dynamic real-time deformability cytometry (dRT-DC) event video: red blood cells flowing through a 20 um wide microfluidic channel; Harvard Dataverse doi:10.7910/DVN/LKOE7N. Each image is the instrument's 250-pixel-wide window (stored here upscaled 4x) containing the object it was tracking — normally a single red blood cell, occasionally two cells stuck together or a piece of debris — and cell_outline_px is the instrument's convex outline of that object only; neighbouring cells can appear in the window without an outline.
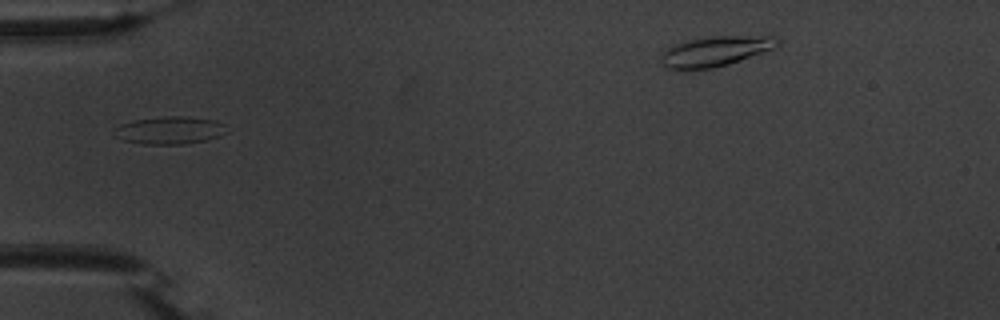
{"species": "common noctule bat (a hibernating species)", "species_latin": "Nyctalus noctula", "temperature_condition": "warm", "stored_images_in_passage": 4, "camera_frame_rate_fps": 3000, "um_per_image_px": 0.085, "animal": {"sex": "male", "body_mass_g": 20.1, "forearm_length_mm": 53.5}, "frame": {"image": 1, "passage_image": 1, "time_ms": 0.0, "image_size_px": [1000, 320], "cell_outline_px": [[224, 124], [220, 136], [204, 140], [184, 144], [144, 144], [124, 140], [116, 136], [112, 132], [112, 128], [120, 124], [132, 120], [164, 116], [184, 116], [216, 120]], "centroid_in_image_um": [14.33, 11.06], "position_along_channel_um": 70.7, "area_um2": 17.98}}